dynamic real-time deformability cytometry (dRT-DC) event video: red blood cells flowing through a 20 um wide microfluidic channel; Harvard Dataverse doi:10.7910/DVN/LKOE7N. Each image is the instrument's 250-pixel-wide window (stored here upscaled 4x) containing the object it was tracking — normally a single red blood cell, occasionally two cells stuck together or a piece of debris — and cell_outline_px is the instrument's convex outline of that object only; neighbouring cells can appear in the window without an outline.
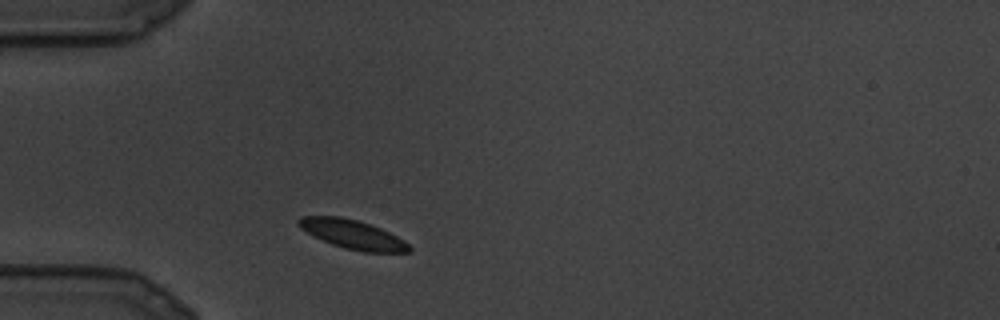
{"species": "common noctule bat (a hibernating species)", "species_latin": "Nyctalus noctula", "temperature_condition": "cold", "stored_images_in_passage": 1, "camera_frame_rate_fps": 3000, "um_per_image_px": 0.085, "animal": {"sex": "male", "body_mass_g": 19.5, "forearm_length_mm": 54.6}, "frame": {"image": 1, "passage_image": 1, "time_ms": 0.0, "image_size_px": [1000, 320], "cell_outline_px": [[412, 252], [364, 252], [344, 248], [332, 244], [300, 228], [296, 224], [296, 220], [300, 216], [340, 216], [360, 220], [372, 224], [404, 240], [412, 248]], "centroid_in_image_um": [29.98, 19.91], "position_along_channel_um": 55.0, "area_um2": 18.73}}